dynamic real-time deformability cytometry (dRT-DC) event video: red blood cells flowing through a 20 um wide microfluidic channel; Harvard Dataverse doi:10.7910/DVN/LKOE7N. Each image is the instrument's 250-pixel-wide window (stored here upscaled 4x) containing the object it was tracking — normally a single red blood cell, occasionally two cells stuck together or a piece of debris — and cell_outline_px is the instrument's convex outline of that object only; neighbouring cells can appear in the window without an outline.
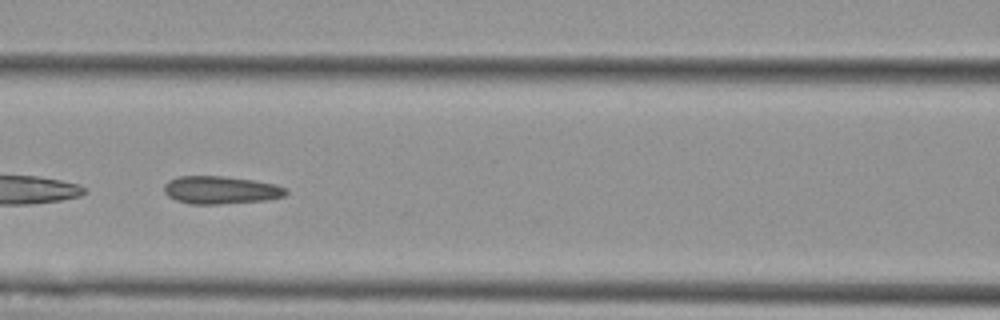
{"species": "Egyptian fruit bat (a non-hibernating species)", "species_latin": "Rousettus aegyptiacus", "temperature_condition": "cold", "stored_images_in_passage": 37, "camera_frame_rate_fps": 3000, "um_per_image_px": 0.085, "animal": {"sex": "female"}, "frame": {"image": 1, "passage_image": 9, "time_ms": 2.667, "image_size_px": [1000, 320], "cell_outline_px": [[288, 192], [284, 196], [268, 200], [220, 204], [188, 204], [176, 200], [168, 196], [164, 192], [164, 184], [168, 180], [180, 176], [224, 176], [252, 180], [276, 184], [288, 188]], "centroid_in_image_um": [18.77, 16.15], "position_along_channel_um": 147.8, "area_um2": 19.94}}
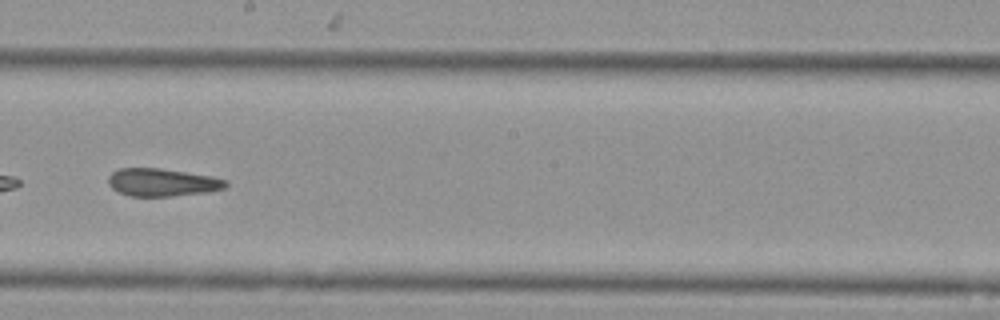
{"frame": {"image": 2, "passage_image": 16, "time_ms": 5.0, "image_size_px": [1000, 320], "cell_outline_px": [[228, 184], [224, 188], [208, 192], [172, 196], [128, 196], [112, 188], [108, 184], [108, 176], [112, 172], [120, 168], [160, 168], [212, 176], [224, 180]], "centroid_in_image_um": [13.76, 15.5], "position_along_channel_um": 234.4, "area_um2": 18.96}, "authors_computed_cell_mechanics": {"area_um2": 19.363, "velocity_mm_per_s": 3.7329, "shape_relaxation_time_tau1_ms": null, "shape_relaxation_time_tau2_ms": 2.8909, "deformation_change_tau1": null, "deformation_change_tau2": 0.1133}}